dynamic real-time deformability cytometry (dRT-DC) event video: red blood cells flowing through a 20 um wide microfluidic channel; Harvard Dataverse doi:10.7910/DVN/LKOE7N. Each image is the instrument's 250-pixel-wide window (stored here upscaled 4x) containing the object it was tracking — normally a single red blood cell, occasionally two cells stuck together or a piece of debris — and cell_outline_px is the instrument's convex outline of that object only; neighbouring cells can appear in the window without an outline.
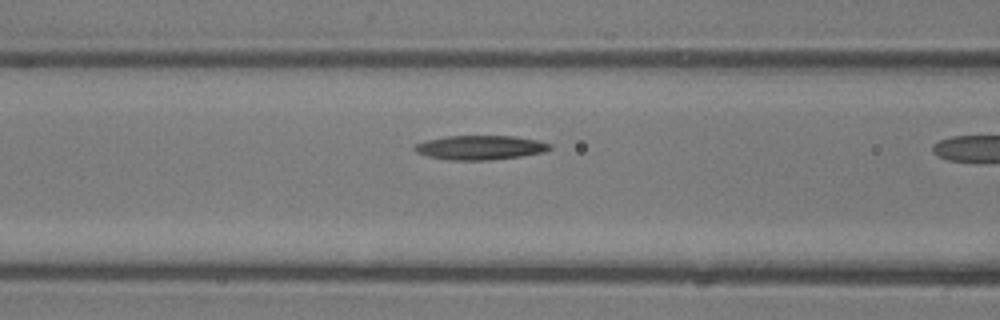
{"species": "common noctule bat (a hibernating species)", "species_latin": "Nyctalus noctula", "temperature_condition": "room temperature", "stored_images_in_passage": 11, "camera_frame_rate_fps": 3000, "um_per_image_px": 0.085, "animal": {"sex": "male", "body_mass_g": 13.3}, "frame": {"image": 1, "passage_image": 10, "time_ms": 3.0, "image_size_px": [1000, 320], "cell_outline_px": [[552, 148], [548, 152], [492, 160], [448, 160], [428, 156], [416, 152], [412, 148], [412, 144], [424, 140], [444, 136], [516, 136], [540, 140], [552, 144]], "centroid_in_image_um": [40.82, 12.53], "position_along_channel_um": 125.8, "area_um2": 19.59}}